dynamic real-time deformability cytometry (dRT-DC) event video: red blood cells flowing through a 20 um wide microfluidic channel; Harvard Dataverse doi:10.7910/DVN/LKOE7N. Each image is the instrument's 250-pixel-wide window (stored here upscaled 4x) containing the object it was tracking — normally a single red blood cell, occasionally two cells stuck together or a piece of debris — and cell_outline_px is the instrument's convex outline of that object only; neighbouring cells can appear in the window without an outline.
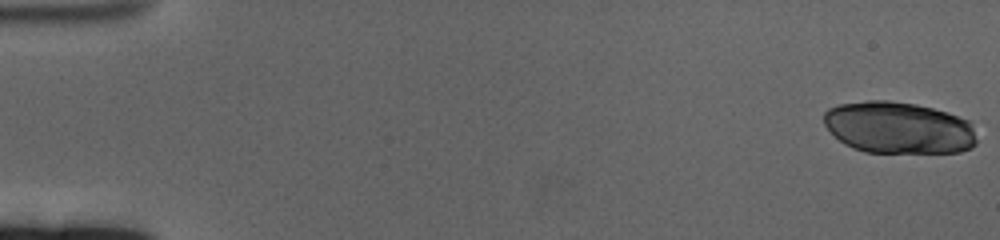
{"species": "human", "species_latin": "Homo sapiens", "temperature_condition": "cold", "stored_images_in_passage": 61, "camera_frame_rate_fps": 3000, "um_per_image_px": 0.085, "donor": {"sex": "female"}, "frame": {"image": 1, "passage_image": 1, "time_ms": 0.0, "image_size_px": [1000, 240], "cell_outline_px": [[976, 144], [972, 148], [960, 152], [864, 152], [852, 148], [844, 144], [824, 124], [824, 112], [828, 108], [840, 104], [868, 100], [888, 100], [916, 104], [948, 112], [968, 120], [972, 124], [976, 140]], "centroid_in_image_um": [76.39, 10.85], "position_along_channel_um": 8.6, "area_um2": 46.3}}
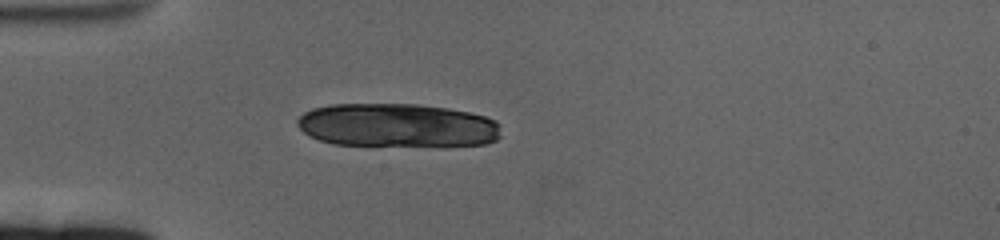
{"frame": {"image": 2, "passage_image": 18, "time_ms": 5.667, "image_size_px": [1000, 240], "cell_outline_px": [[500, 136], [496, 140], [484, 144], [440, 148], [332, 144], [308, 136], [296, 124], [296, 120], [304, 112], [312, 108], [332, 104], [416, 104], [448, 108], [468, 112], [484, 116], [500, 124]], "centroid_in_image_um": [33.78, 10.69], "position_along_channel_um": 51.2, "area_um2": 53.23}}